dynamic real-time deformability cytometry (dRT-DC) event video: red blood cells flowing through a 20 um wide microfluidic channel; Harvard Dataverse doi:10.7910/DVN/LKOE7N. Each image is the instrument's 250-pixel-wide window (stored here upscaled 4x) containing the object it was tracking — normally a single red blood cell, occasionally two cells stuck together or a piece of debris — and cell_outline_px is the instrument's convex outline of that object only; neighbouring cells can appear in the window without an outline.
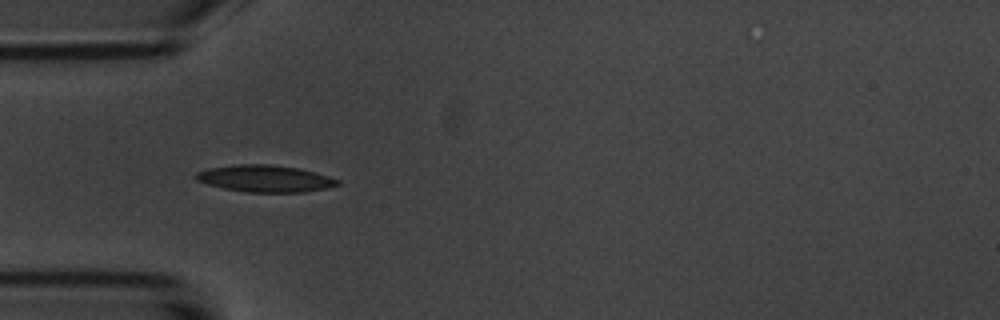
{"species": "common noctule bat (a hibernating species)", "species_latin": "Nyctalus noctula", "temperature_condition": "room temperature", "stored_images_in_passage": 15, "camera_frame_rate_fps": 3000, "um_per_image_px": 0.085, "animal": {"sex": "male", "body_mass_g": 20.1, "forearm_length_mm": 53.5}, "frame": {"image": 1, "passage_image": 5, "time_ms": 5.333, "image_size_px": [1000, 320], "cell_outline_px": [[340, 184], [328, 188], [304, 192], [248, 192], [224, 188], [208, 184], [196, 180], [196, 172], [208, 168], [240, 164], [268, 164], [300, 168], [328, 176], [340, 180]], "centroid_in_image_um": [22.56, 15.18], "position_along_channel_um": 62.4, "area_um2": 22.08}}
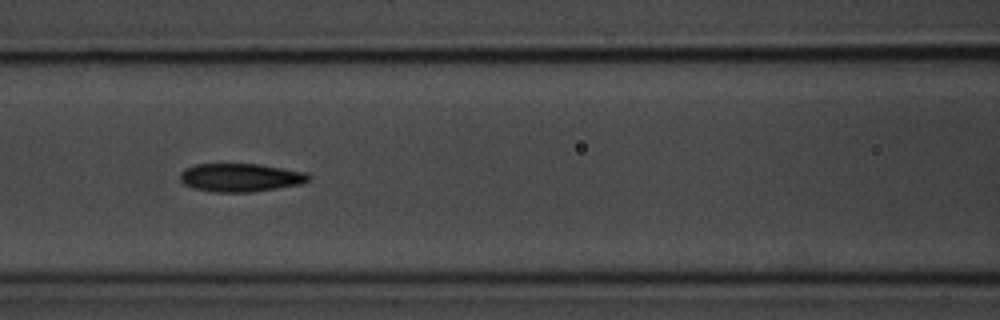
{"frame": {"image": 2, "passage_image": 7, "time_ms": 7.667, "image_size_px": [1000, 320], "cell_outline_px": [[312, 176], [308, 180], [300, 184], [252, 192], [216, 192], [192, 188], [184, 184], [180, 180], [180, 172], [184, 168], [196, 164], [256, 164], [308, 172]], "centroid_in_image_um": [20.42, 15.09], "position_along_channel_um": 146.2, "area_um2": 21.21}}
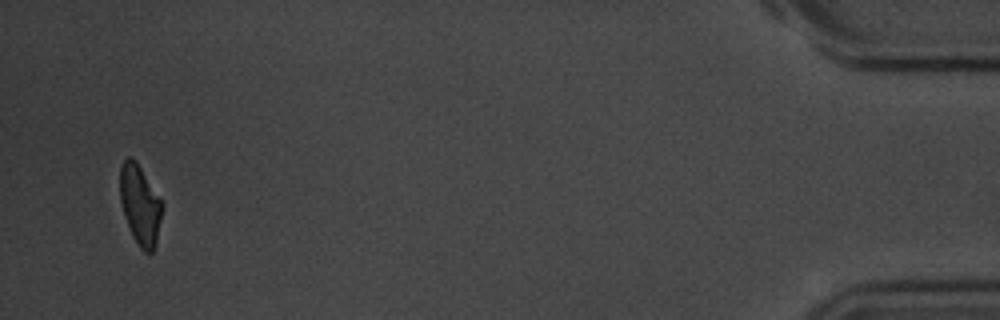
{"frame": {"image": 3, "passage_image": 15, "time_ms": 17.667, "image_size_px": [1000, 320], "cell_outline_px": [[164, 204], [156, 244], [152, 252], [144, 252], [140, 248], [124, 216], [120, 200], [120, 164], [128, 156], [132, 156], [136, 160]], "centroid_in_image_um": [11.91, 17.37], "position_along_channel_um": 423.3, "area_um2": 19.59}, "authors_computed_cell_mechanics": {"area_um2": 20.3456, "velocity_mm_per_s": 3.6058, "shape_relaxation_time_tau1_ms": 2.1806, "shape_relaxation_time_tau2_ms": 2.3983, "deformation_change_tau1": 0.1256, "deformation_change_tau2": 0.0857}}